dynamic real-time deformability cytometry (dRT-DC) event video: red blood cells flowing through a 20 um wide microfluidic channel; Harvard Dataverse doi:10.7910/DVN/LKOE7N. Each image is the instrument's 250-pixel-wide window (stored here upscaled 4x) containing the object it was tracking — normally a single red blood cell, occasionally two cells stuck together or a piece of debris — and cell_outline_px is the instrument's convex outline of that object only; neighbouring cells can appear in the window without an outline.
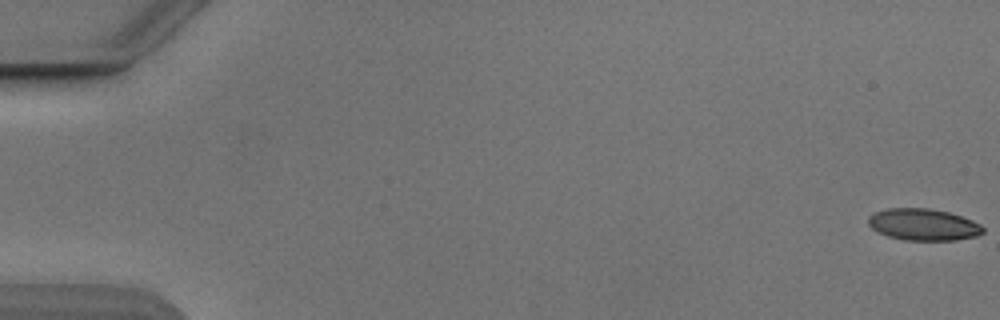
{"species": "Egyptian fruit bat (a non-hibernating species)", "species_latin": "Rousettus aegyptiacus", "temperature_condition": "cold", "stored_images_in_passage": 50, "camera_frame_rate_fps": 3000, "um_per_image_px": 0.085, "animal": {"sex": "male"}, "frame": {"image": 1, "passage_image": 1, "time_ms": 0.0, "image_size_px": [1000, 320], "cell_outline_px": [[984, 232], [976, 236], [956, 240], [904, 240], [888, 236], [872, 228], [868, 224], [868, 216], [872, 212], [888, 208], [928, 208], [948, 212], [972, 220], [980, 224], [984, 228]], "centroid_in_image_um": [78.47, 19.08], "position_along_channel_um": 6.5, "area_um2": 21.21}}
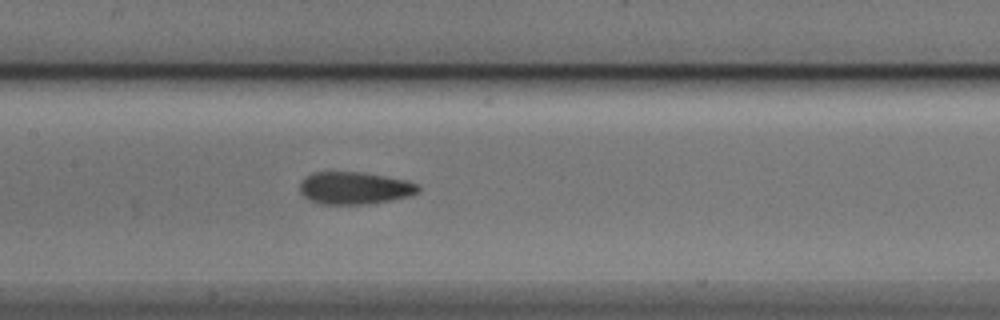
{"frame": {"image": 2, "passage_image": 27, "time_ms": 8.667, "image_size_px": [1000, 320], "cell_outline_px": [[420, 192], [412, 196], [392, 200], [368, 204], [320, 204], [308, 200], [300, 192], [300, 184], [312, 172], [360, 172], [408, 180], [420, 184]], "centroid_in_image_um": [30.2, 15.99], "position_along_channel_um": 177.2, "area_um2": 22.54}}
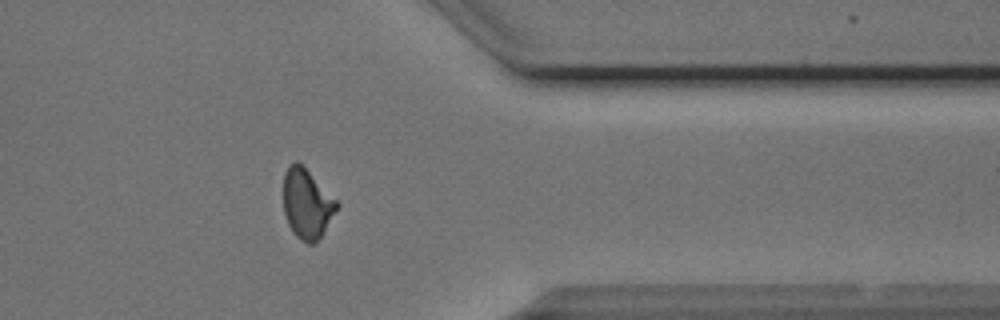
{"frame": {"image": 3, "passage_image": 44, "time_ms": 14.333, "image_size_px": [1000, 320], "cell_outline_px": [[340, 204], [320, 236], [312, 244], [308, 244], [300, 240], [296, 236], [288, 224], [284, 212], [284, 172], [296, 160]], "centroid_in_image_um": [26.06, 17.34], "position_along_channel_um": 385.3, "area_um2": 20.92}, "authors_computed_cell_mechanics": {"area_um2": 22.1085, "velocity_mm_per_s": 3.8783, "shape_relaxation_time_tau1_ms": 3.9704, "shape_relaxation_time_tau2_ms": 1.4438, "deformation_change_tau1": 0.1339, "deformation_change_tau2": 0.0688}}